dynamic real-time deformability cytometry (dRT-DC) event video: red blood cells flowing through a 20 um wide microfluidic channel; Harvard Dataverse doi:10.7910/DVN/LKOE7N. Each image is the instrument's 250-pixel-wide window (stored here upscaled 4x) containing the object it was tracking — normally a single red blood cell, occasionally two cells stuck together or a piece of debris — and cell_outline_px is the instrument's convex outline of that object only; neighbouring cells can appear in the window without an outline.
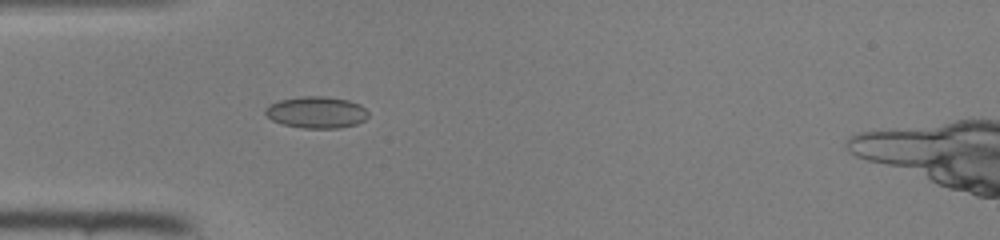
{"species": "common noctule bat (a hibernating species)", "species_latin": "Nyctalus noctula", "temperature_condition": "room temperature", "stored_images_in_passage": 33, "camera_frame_rate_fps": 3000, "um_per_image_px": 0.085, "animal": {"sex": "female", "body_mass_g": 22.0, "forearm_length_mm": 56.7}, "frame": {"image": 1, "passage_image": 1, "time_ms": 0.0, "image_size_px": [1000, 240], "cell_outline_px": [[368, 116], [364, 120], [356, 124], [340, 128], [300, 128], [284, 124], [272, 120], [264, 112], [264, 108], [268, 104], [280, 100], [300, 96], [324, 96], [348, 100], [360, 104], [368, 112]], "centroid_in_image_um": [26.88, 9.54], "position_along_channel_um": 58.1, "area_um2": 19.07}}
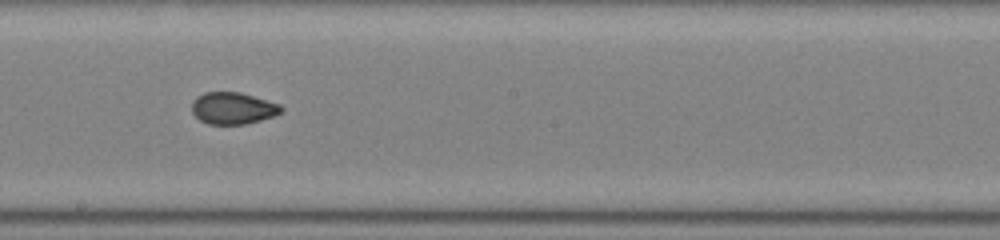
{"frame": {"image": 2, "passage_image": 13, "time_ms": 4.0, "image_size_px": [1000, 240], "cell_outline_px": [[284, 108], [280, 112], [272, 116], [260, 120], [244, 124], [208, 124], [200, 120], [192, 112], [192, 100], [196, 96], [204, 92], [240, 92], [280, 104]], "centroid_in_image_um": [19.77, 9.19], "position_along_channel_um": 228.4, "area_um2": 16.53}}
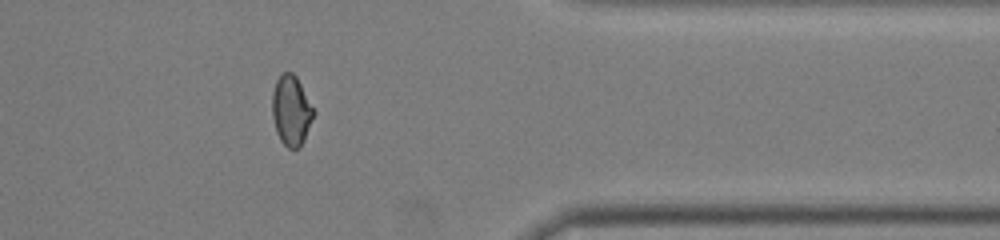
{"frame": {"image": 3, "passage_image": 25, "time_ms": 8.0, "image_size_px": [1000, 240], "cell_outline_px": [[316, 112], [304, 140], [300, 148], [288, 148], [280, 140], [276, 132], [272, 116], [272, 92], [276, 80], [284, 72], [292, 72], [296, 76]], "centroid_in_image_um": [24.76, 9.41], "position_along_channel_um": 386.6, "area_um2": 16.99}}